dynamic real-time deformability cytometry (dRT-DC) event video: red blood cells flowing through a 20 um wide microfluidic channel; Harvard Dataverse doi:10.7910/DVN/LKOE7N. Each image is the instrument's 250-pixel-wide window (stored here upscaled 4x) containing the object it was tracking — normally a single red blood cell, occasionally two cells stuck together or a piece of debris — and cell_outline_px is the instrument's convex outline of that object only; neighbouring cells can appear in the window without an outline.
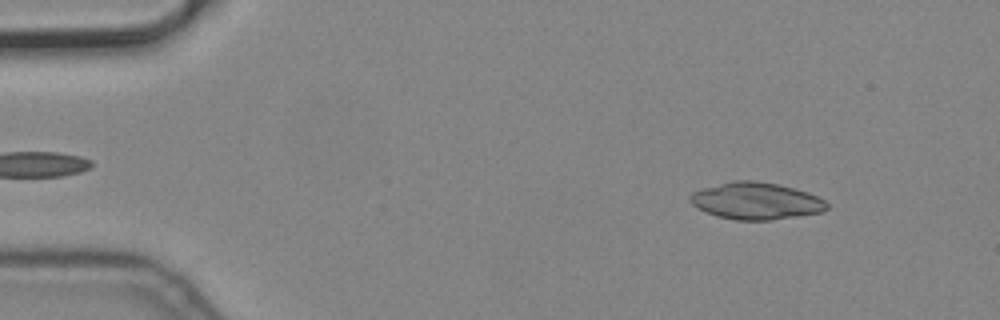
{"species": "common noctule bat (a hibernating species)", "species_latin": "Nyctalus noctula", "temperature_condition": "cold", "stored_images_in_passage": 7, "camera_frame_rate_fps": 3000, "um_per_image_px": 0.085, "animal": {"sex": "male", "body_mass_g": 19.2, "forearm_length_mm": 51.8}, "frame": {"image": 1, "passage_image": 1, "time_ms": 0.0, "image_size_px": [1000, 320], "cell_outline_px": [[828, 208], [820, 212], [772, 220], [736, 220], [716, 216], [696, 208], [692, 204], [688, 196], [692, 192], [704, 188], [732, 180], [756, 180], [796, 188], [808, 192], [824, 200], [828, 204]], "centroid_in_image_um": [64.24, 17.07], "position_along_channel_um": 20.8, "area_um2": 29.48}}